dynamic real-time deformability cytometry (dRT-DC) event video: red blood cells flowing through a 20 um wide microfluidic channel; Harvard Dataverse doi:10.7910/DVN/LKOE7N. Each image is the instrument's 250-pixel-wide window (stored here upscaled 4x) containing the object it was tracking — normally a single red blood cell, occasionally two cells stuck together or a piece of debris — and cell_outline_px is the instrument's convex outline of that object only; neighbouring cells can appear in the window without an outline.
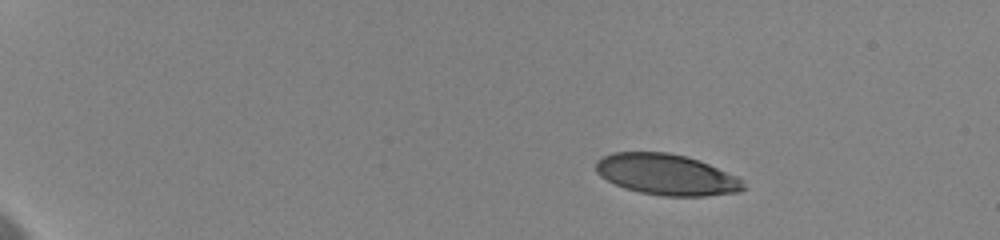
{"species": "human", "species_latin": "Homo sapiens", "temperature_condition": "cold", "stored_images_in_passage": 12, "camera_frame_rate_fps": 3000, "um_per_image_px": 0.085, "donor": {"sex": "female"}, "frame": {"image": 1, "passage_image": 6, "time_ms": 3.333, "image_size_px": [1000, 240], "cell_outline_px": [[748, 188], [740, 192], [704, 196], [660, 196], [640, 192], [624, 188], [600, 176], [596, 172], [596, 160], [612, 152], [668, 152], [700, 160], [736, 176]], "centroid_in_image_um": [56.66, 14.84], "position_along_channel_um": 28.3, "area_um2": 35.26}}
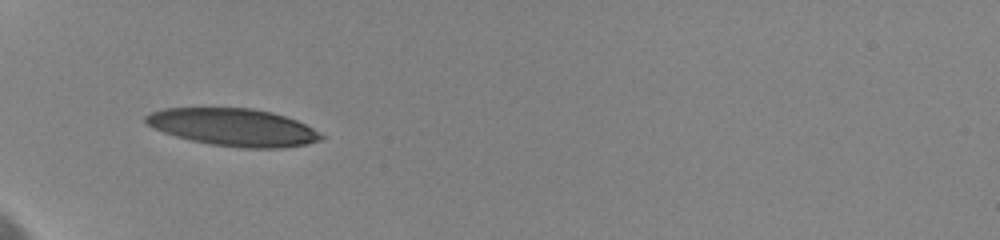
{"frame": {"image": 2, "passage_image": 10, "time_ms": 7.333, "image_size_px": [1000, 240], "cell_outline_px": [[328, 136], [320, 140], [308, 144], [284, 148], [244, 148], [212, 144], [192, 140], [176, 136], [152, 128], [144, 120], [144, 116], [152, 112], [164, 108], [252, 108], [272, 112], [296, 120]], "centroid_in_image_um": [19.87, 10.82], "position_along_channel_um": 65.1, "area_um2": 38.26}}